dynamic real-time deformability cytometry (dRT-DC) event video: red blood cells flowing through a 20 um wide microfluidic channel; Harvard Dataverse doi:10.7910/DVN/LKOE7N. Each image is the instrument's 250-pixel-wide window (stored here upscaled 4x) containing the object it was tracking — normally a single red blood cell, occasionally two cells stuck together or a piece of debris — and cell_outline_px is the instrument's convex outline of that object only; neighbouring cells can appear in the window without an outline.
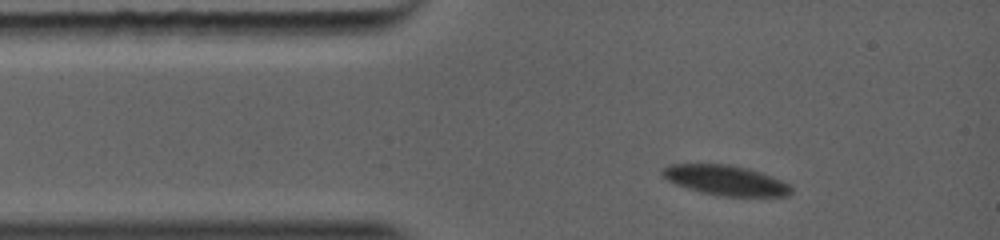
{"species": "common noctule bat (a hibernating species)", "species_latin": "Nyctalus noctula", "temperature_condition": "warm", "stored_images_in_passage": 34, "camera_frame_rate_fps": 5000, "um_per_image_px": 0.085, "animal": {"sex": "female", "body_mass_g": 19.0, "forearm_length_mm": 56.7}, "frame": {"image": 1, "passage_image": 4, "time_ms": 1.0, "image_size_px": [1000, 240], "cell_outline_px": [[792, 192], [788, 196], [716, 196], [700, 192], [676, 184], [660, 176], [660, 168], [668, 164], [700, 160], [732, 164], [748, 168], [772, 176], [788, 184], [792, 188]], "centroid_in_image_um": [61.54, 15.26], "position_along_channel_um": 23.5, "area_um2": 23.7}}
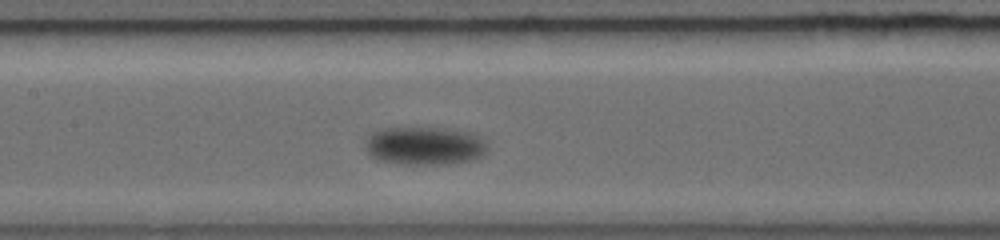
{"frame": {"image": 2, "passage_image": 16, "time_ms": 5.0, "image_size_px": [1000, 240], "cell_outline_px": [[484, 152], [480, 156], [468, 160], [444, 164], [388, 164], [376, 160], [368, 152], [368, 148], [380, 136], [396, 132], [404, 132], [460, 136], [476, 140], [484, 148]], "centroid_in_image_um": [36.04, 12.65], "position_along_channel_um": 171.4, "area_um2": 21.73}}
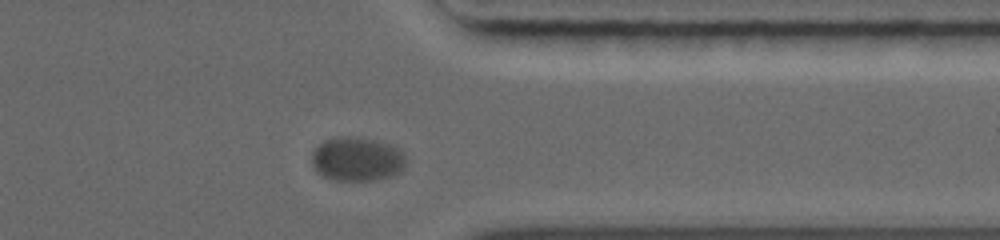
{"frame": {"image": 3, "passage_image": 30, "time_ms": 9.8, "image_size_px": [1000, 240], "cell_outline_px": [[404, 168], [400, 172], [392, 176], [376, 180], [332, 180], [320, 176], [316, 172], [312, 160], [316, 148], [324, 144], [336, 140], [356, 140], [388, 148], [400, 152], [404, 160]], "centroid_in_image_um": [30.29, 13.69], "position_along_channel_um": 381.1, "area_um2": 21.79}}